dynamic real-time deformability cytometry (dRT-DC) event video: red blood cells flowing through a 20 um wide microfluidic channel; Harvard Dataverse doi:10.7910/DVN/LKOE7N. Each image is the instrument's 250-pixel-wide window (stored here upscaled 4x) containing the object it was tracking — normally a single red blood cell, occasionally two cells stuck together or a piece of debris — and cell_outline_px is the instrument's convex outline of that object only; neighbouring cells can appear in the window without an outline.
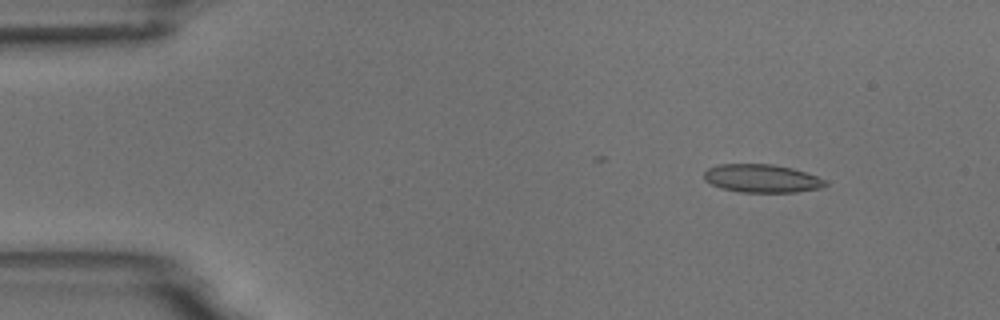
{"species": "common noctule bat (a hibernating species)", "species_latin": "Nyctalus noctula", "temperature_condition": "room temperature", "stored_images_in_passage": 9, "camera_frame_rate_fps": 3000, "um_per_image_px": 0.085, "animal": {"sex": "male", "body_mass_g": 18.8}, "frame": {"image": 1, "passage_image": 1, "time_ms": 0.0, "image_size_px": [1000, 320], "cell_outline_px": [[828, 184], [820, 188], [796, 192], [740, 192], [720, 188], [704, 180], [704, 172], [708, 168], [720, 164], [772, 164], [792, 168], [828, 180]], "centroid_in_image_um": [64.76, 15.17], "position_along_channel_um": 20.2, "area_um2": 19.94}}
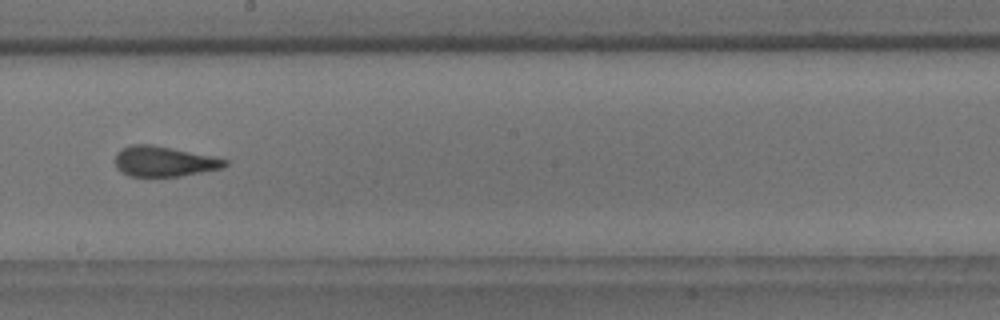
{"frame": {"image": 2, "passage_image": 7, "time_ms": 8.0, "image_size_px": [1000, 320], "cell_outline_px": [[228, 164], [224, 168], [180, 176], [128, 176], [116, 168], [116, 152], [120, 148], [132, 144], [148, 144], [172, 148], [212, 156], [228, 160]], "centroid_in_image_um": [13.93, 13.72], "position_along_channel_um": 234.3, "area_um2": 19.36}}
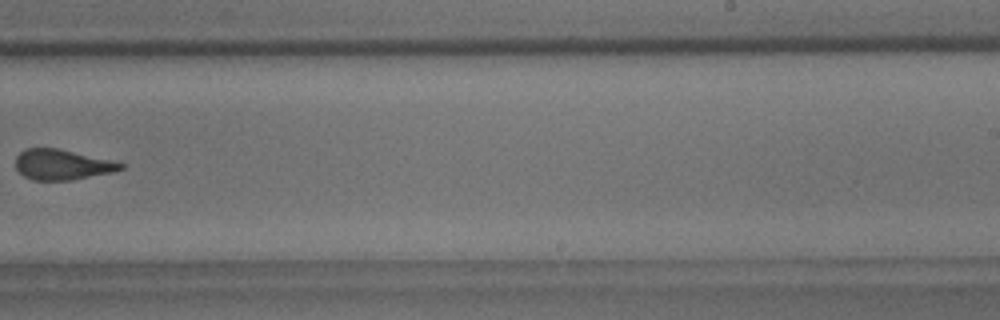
{"frame": {"image": 3, "passage_image": 8, "time_ms": 9.333, "image_size_px": [1000, 320], "cell_outline_px": [[124, 168], [112, 172], [72, 180], [32, 180], [24, 176], [16, 168], [16, 156], [24, 148], [56, 148], [108, 160], [124, 164]], "centroid_in_image_um": [5.22, 14.0], "position_along_channel_um": 283.8, "area_um2": 18.26}}